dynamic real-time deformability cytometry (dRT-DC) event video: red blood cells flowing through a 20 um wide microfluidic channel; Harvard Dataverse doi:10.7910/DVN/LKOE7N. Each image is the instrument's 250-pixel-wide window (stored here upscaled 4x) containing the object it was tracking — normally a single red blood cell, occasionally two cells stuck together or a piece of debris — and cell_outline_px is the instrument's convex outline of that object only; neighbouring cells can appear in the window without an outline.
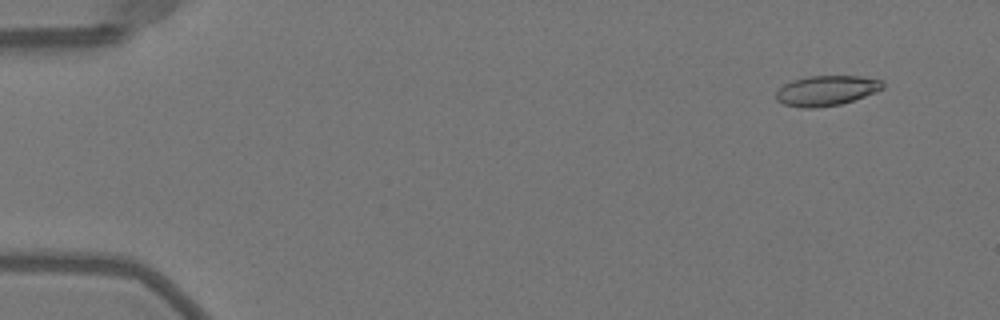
{"species": "Egyptian fruit bat (a non-hibernating species)", "species_latin": "Rousettus aegyptiacus", "temperature_condition": "warm", "stored_images_in_passage": 51, "camera_frame_rate_fps": 3000, "um_per_image_px": 0.085, "animal": {"sex": "female"}, "frame": {"image": 1, "passage_image": 4, "time_ms": 1.0, "image_size_px": [1000, 320], "cell_outline_px": [[884, 88], [876, 92], [840, 104], [816, 108], [800, 108], [784, 104], [776, 100], [776, 92], [784, 84], [792, 80], [808, 76], [860, 76], [884, 80]], "centroid_in_image_um": [70.25, 7.7], "position_along_channel_um": 14.8, "area_um2": 18.79}}
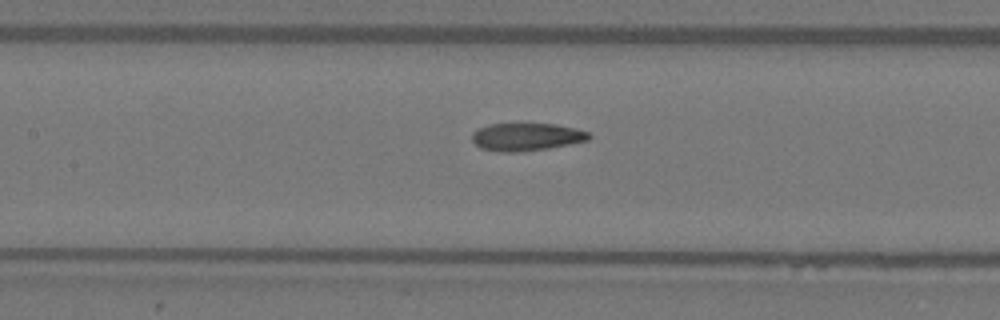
{"frame": {"image": 2, "passage_image": 24, "time_ms": 7.667, "image_size_px": [1000, 320], "cell_outline_px": [[592, 136], [588, 140], [548, 148], [516, 152], [500, 152], [480, 148], [472, 140], [472, 132], [488, 124], [556, 124], [588, 132]], "centroid_in_image_um": [44.71, 11.64], "position_along_channel_um": 162.7, "area_um2": 18.67}}
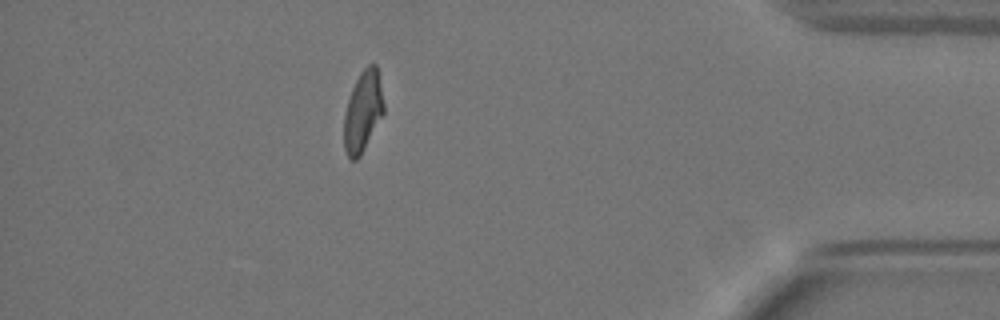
{"frame": {"image": 3, "passage_image": 45, "time_ms": 14.667, "image_size_px": [1000, 320], "cell_outline_px": [[384, 112], [360, 156], [356, 160], [348, 160], [344, 148], [344, 116], [348, 100], [352, 88], [360, 72], [368, 64], [376, 64], [384, 104]], "centroid_in_image_um": [30.83, 9.49], "position_along_channel_um": 404.4, "area_um2": 18.55}, "authors_computed_cell_mechanics": {"area_um2": 19.074, "velocity_mm_per_s": 4.0491, "shape_relaxation_time_tau1_ms": 6.7609, "shape_relaxation_time_tau2_ms": 1.6421, "deformation_change_tau1": 0.2343, "deformation_change_tau2": 0.0855}}